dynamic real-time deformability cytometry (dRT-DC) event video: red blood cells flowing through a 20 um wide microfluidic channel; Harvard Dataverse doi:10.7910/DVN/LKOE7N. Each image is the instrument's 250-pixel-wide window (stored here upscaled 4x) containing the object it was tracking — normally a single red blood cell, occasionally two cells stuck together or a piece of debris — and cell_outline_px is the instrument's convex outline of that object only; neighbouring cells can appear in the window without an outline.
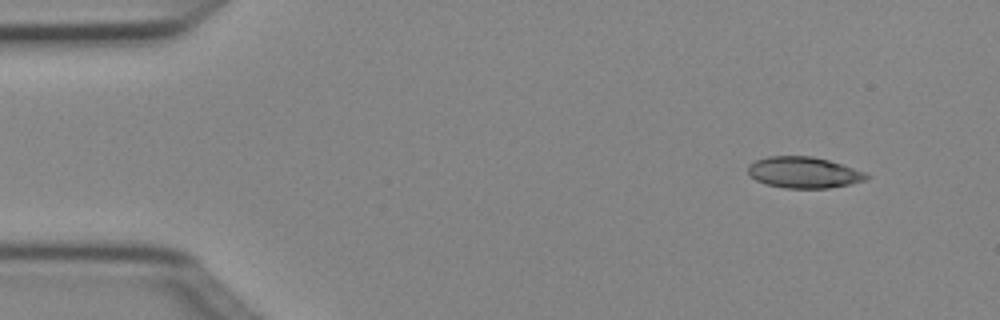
{"species": "Egyptian fruit bat (a non-hibernating species)", "species_latin": "Rousettus aegyptiacus", "temperature_condition": "cold", "stored_images_in_passage": 5, "camera_frame_rate_fps": 3000, "um_per_image_px": 0.085, "animal": {"sex": "female"}, "frame": {"image": 1, "passage_image": 2, "time_ms": 0.333, "image_size_px": [1000, 320], "cell_outline_px": [[872, 176], [868, 180], [852, 184], [828, 188], [784, 188], [764, 184], [748, 176], [748, 164], [756, 160], [768, 156], [812, 156], [828, 160], [864, 172]], "centroid_in_image_um": [68.3, 14.67], "position_along_channel_um": 16.7, "area_um2": 21.73}}
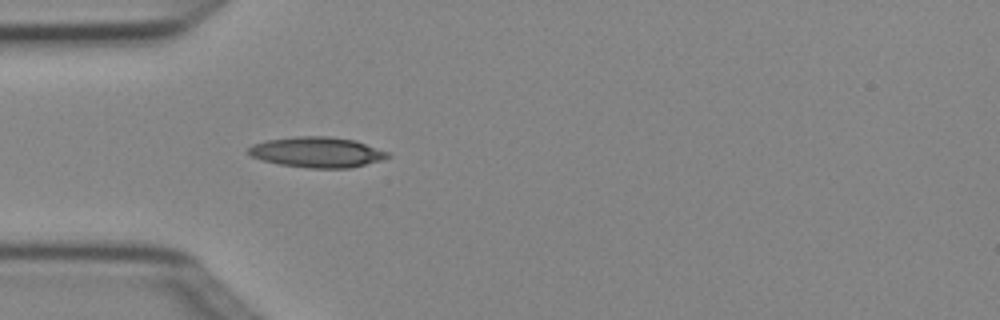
{"frame": {"image": 2, "passage_image": 5, "time_ms": 1.333, "image_size_px": [1000, 320], "cell_outline_px": [[392, 156], [380, 160], [352, 168], [308, 168], [280, 164], [264, 160], [252, 156], [248, 152], [248, 148], [252, 144], [268, 140], [296, 136], [328, 136], [356, 140], [388, 152]], "centroid_in_image_um": [26.98, 12.93], "position_along_channel_um": 58.0, "area_um2": 24.62}}